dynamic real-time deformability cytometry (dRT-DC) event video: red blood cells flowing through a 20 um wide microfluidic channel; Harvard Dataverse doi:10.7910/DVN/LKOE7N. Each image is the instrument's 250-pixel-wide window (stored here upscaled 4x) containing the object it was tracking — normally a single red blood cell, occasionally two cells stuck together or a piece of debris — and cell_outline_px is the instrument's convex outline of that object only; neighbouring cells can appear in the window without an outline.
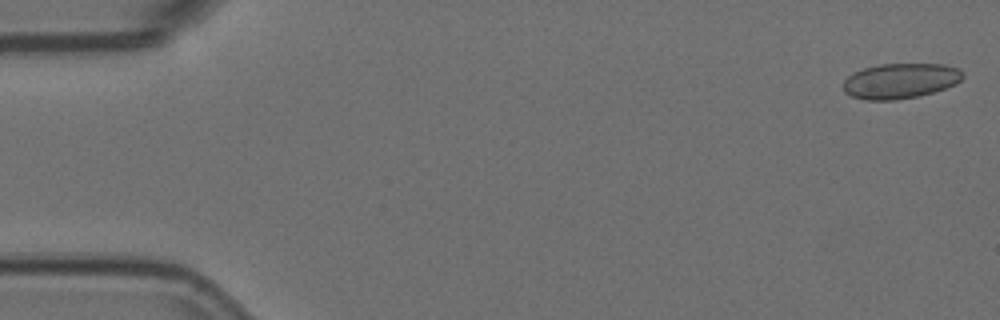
{"species": "Egyptian fruit bat (a non-hibernating species)", "species_latin": "Rousettus aegyptiacus", "temperature_condition": "room temperature", "stored_images_in_passage": 57, "camera_frame_rate_fps": 3000, "um_per_image_px": 0.085, "animal": {"sex": "female"}, "frame": {"image": 1, "passage_image": 2, "time_ms": 0.333, "image_size_px": [1000, 320], "cell_outline_px": [[964, 76], [956, 84], [920, 96], [896, 100], [868, 100], [852, 96], [844, 92], [844, 80], [848, 76], [864, 68], [880, 64], [944, 64], [960, 68], [964, 72]], "centroid_in_image_um": [76.56, 6.87], "position_along_channel_um": 8.4, "area_um2": 24.57}}
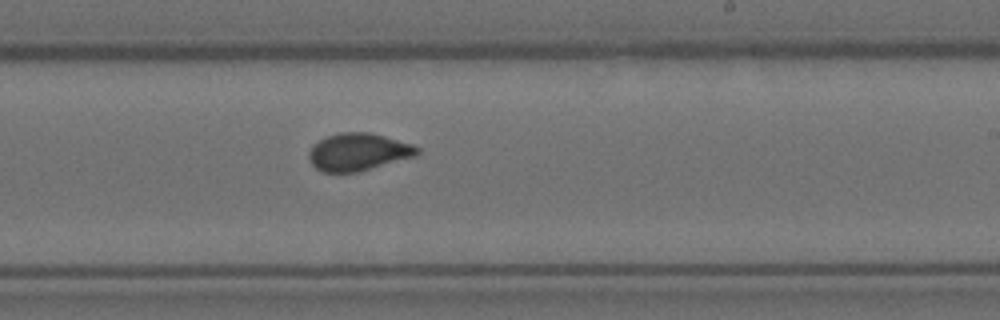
{"frame": {"image": 2, "passage_image": 34, "time_ms": 11.0, "image_size_px": [1000, 320], "cell_outline_px": [[420, 152], [416, 156], [356, 172], [320, 172], [308, 160], [308, 152], [312, 144], [328, 136], [340, 132], [368, 132], [384, 136], [412, 144], [420, 148]], "centroid_in_image_um": [30.42, 12.91], "position_along_channel_um": 258.6, "area_um2": 23.64}}
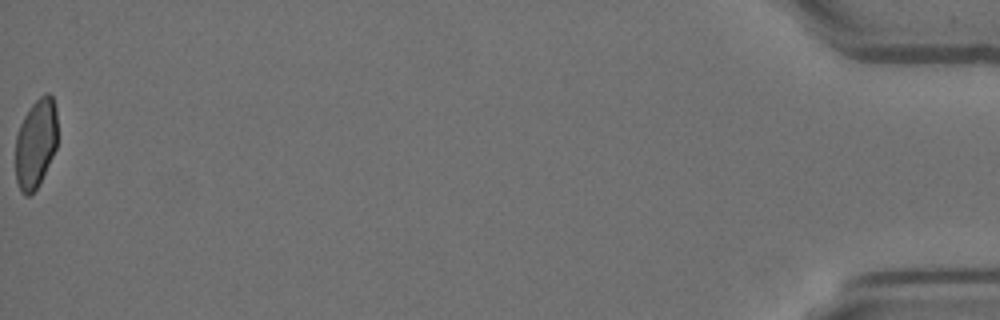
{"frame": {"image": 3, "passage_image": 57, "time_ms": 18.667, "image_size_px": [1000, 320], "cell_outline_px": [[56, 148], [36, 188], [28, 196], [24, 196], [20, 192], [16, 180], [16, 136], [20, 124], [24, 116], [32, 104], [44, 92], [48, 92], [52, 96], [56, 108]], "centroid_in_image_um": [3.02, 12.16], "position_along_channel_um": 432.2, "area_um2": 21.62}, "authors_computed_cell_mechanics": {"area_um2": 23.698, "velocity_mm_per_s": 3.6091, "shape_relaxation_time_tau1_ms": null, "shape_relaxation_time_tau2_ms": 0.951, "deformation_change_tau1": null, "deformation_change_tau2": 0.0304}}